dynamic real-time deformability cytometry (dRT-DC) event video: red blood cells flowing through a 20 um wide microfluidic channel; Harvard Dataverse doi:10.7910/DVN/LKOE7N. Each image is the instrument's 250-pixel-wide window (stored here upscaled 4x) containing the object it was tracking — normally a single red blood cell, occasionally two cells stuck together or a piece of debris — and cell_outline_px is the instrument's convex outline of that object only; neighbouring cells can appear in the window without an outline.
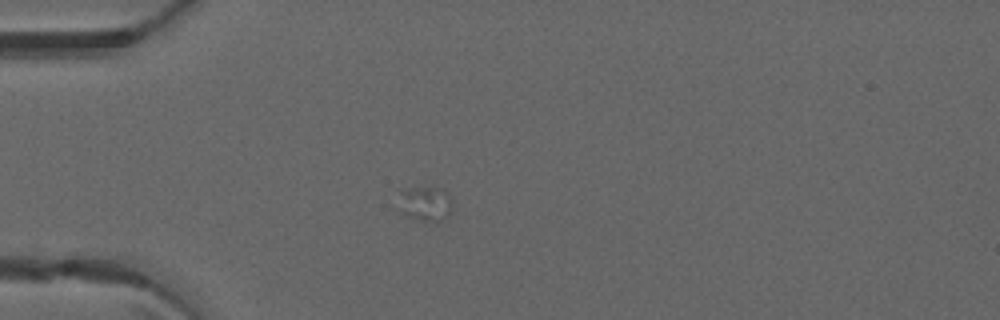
{"species": "common noctule bat (a hibernating species)", "species_latin": "Nyctalus noctula", "temperature_condition": "warm", "stored_images_in_passage": 12, "camera_frame_rate_fps": 3000, "um_per_image_px": 0.085, "animal": {"sex": "male", "forearm_length_mm": 52.5}, "frame": {"image": 1, "passage_image": 2, "time_ms": 0.333, "image_size_px": [1000, 320], "cell_outline_px": [[452, 212], [444, 220], [436, 224], [400, 216], [400, 192], [412, 188], [444, 188], [452, 200]], "centroid_in_image_um": [36.2, 17.39], "position_along_channel_um": 48.8, "area_um2": 11.39}}